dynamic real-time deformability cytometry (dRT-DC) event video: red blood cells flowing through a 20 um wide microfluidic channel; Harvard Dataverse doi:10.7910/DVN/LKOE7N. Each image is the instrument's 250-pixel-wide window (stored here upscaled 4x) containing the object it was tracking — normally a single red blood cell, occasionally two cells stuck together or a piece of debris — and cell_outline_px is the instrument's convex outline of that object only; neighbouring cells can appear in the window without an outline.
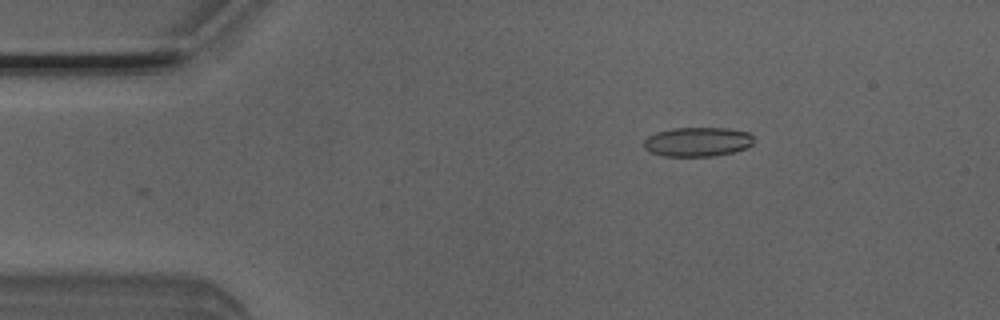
{"species": "Egyptian fruit bat (a non-hibernating species)", "species_latin": "Rousettus aegyptiacus", "temperature_condition": "room temperature", "stored_images_in_passage": 3, "camera_frame_rate_fps": 3000, "um_per_image_px": 0.085, "animal": {"sex": "male"}, "frame": {"image": 1, "passage_image": 3, "time_ms": 0.667, "image_size_px": [1000, 320], "cell_outline_px": [[752, 144], [744, 148], [732, 152], [712, 156], [660, 156], [648, 152], [644, 148], [644, 140], [648, 136], [656, 132], [672, 128], [728, 128], [748, 132], [752, 136]], "centroid_in_image_um": [59.23, 12.05], "position_along_channel_um": 25.8, "area_um2": 18.79}}